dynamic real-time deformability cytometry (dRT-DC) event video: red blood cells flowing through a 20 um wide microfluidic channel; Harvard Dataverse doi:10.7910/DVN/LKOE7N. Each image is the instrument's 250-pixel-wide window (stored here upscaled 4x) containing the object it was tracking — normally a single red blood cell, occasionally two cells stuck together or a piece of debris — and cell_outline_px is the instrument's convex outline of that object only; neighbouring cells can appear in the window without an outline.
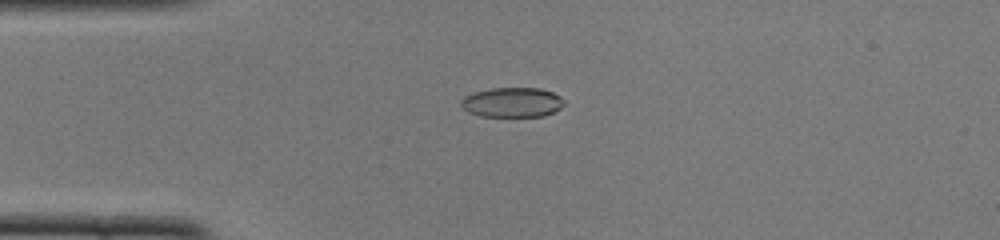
{"species": "common noctule bat (a hibernating species)", "species_latin": "Nyctalus noctula", "temperature_condition": "cold", "stored_images_in_passage": 46, "camera_frame_rate_fps": 3000, "um_per_image_px": 0.085, "animal": {"sex": "female", "body_mass_g": 22.0, "forearm_length_mm": 56.7}, "frame": {"image": 1, "passage_image": 8, "time_ms": 2.333, "image_size_px": [1000, 240], "cell_outline_px": [[564, 104], [560, 108], [544, 116], [480, 116], [468, 112], [460, 104], [460, 100], [464, 96], [472, 92], [492, 88], [540, 88], [552, 92], [560, 96], [564, 100]], "centroid_in_image_um": [43.51, 8.69], "position_along_channel_um": 41.5, "area_um2": 17.92}}
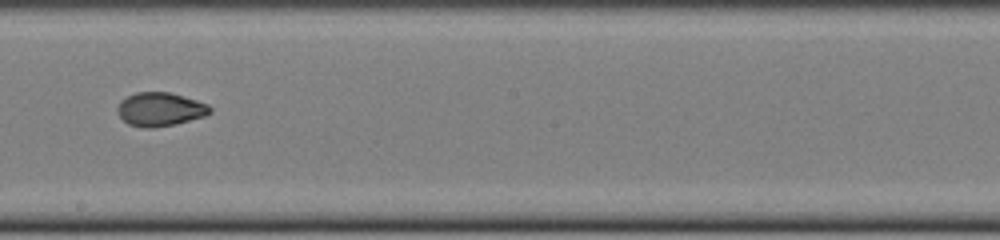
{"frame": {"image": 2, "passage_image": 24, "time_ms": 7.667, "image_size_px": [1000, 240], "cell_outline_px": [[212, 112], [204, 116], [176, 124], [152, 128], [144, 128], [128, 124], [120, 116], [116, 108], [120, 100], [136, 92], [168, 92], [196, 100], [208, 104], [212, 108]], "centroid_in_image_um": [13.6, 9.29], "position_along_channel_um": 234.6, "area_um2": 18.15}}
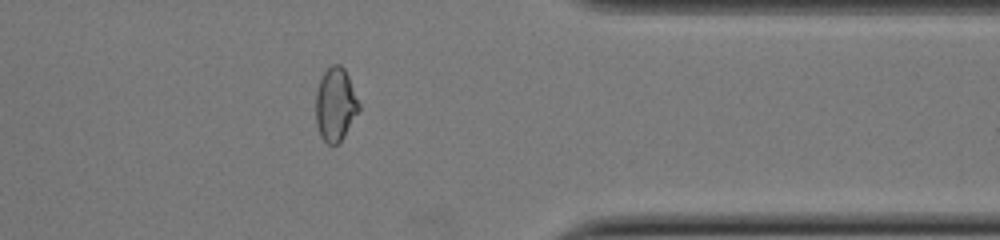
{"frame": {"image": 3, "passage_image": 36, "time_ms": 11.667, "image_size_px": [1000, 240], "cell_outline_px": [[360, 108], [344, 136], [336, 144], [328, 144], [320, 136], [316, 124], [316, 92], [320, 80], [324, 72], [332, 64], [340, 64], [344, 68], [348, 76], [360, 104]], "centroid_in_image_um": [28.5, 8.87], "position_along_channel_um": 382.9, "area_um2": 18.26}, "authors_computed_cell_mechanics": {"area_um2": 18.5538, "velocity_mm_per_s": 4.0126, "shape_relaxation_time_tau1_ms": 5.6894, "shape_relaxation_time_tau2_ms": 1.1378, "deformation_change_tau1": 0.1764, "deformation_change_tau2": 0.0397}}